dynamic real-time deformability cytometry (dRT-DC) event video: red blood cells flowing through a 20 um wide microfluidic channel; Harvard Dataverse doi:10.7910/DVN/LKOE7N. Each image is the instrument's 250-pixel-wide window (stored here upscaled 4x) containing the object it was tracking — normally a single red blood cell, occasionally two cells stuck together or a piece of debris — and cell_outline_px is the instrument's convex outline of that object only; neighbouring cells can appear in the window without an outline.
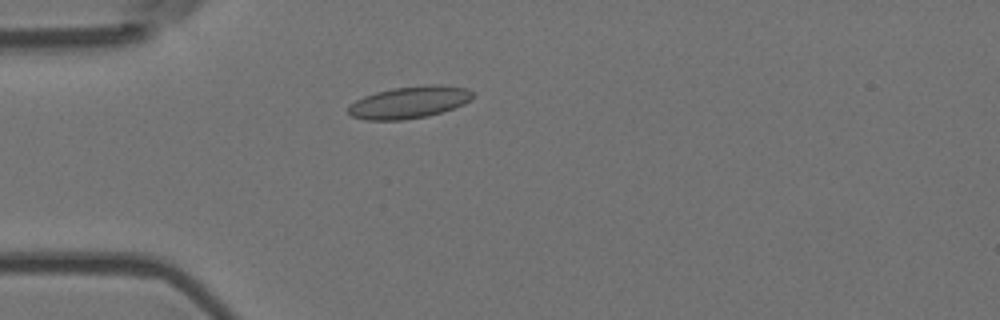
{"species": "Egyptian fruit bat (a non-hibernating species)", "species_latin": "Rousettus aegyptiacus", "temperature_condition": "room temperature", "stored_images_in_passage": 1, "camera_frame_rate_fps": 3000, "um_per_image_px": 0.085, "animal": {"sex": "female"}, "frame": {"image": 1, "passage_image": 1, "time_ms": 0.0, "image_size_px": [1000, 320], "cell_outline_px": [[472, 100], [464, 104], [428, 116], [404, 120], [364, 120], [352, 116], [348, 112], [348, 108], [356, 100], [364, 96], [376, 92], [392, 88], [428, 84], [440, 84], [468, 88], [472, 92]], "centroid_in_image_um": [34.8, 8.69], "position_along_channel_um": 50.2, "area_um2": 23.29}}